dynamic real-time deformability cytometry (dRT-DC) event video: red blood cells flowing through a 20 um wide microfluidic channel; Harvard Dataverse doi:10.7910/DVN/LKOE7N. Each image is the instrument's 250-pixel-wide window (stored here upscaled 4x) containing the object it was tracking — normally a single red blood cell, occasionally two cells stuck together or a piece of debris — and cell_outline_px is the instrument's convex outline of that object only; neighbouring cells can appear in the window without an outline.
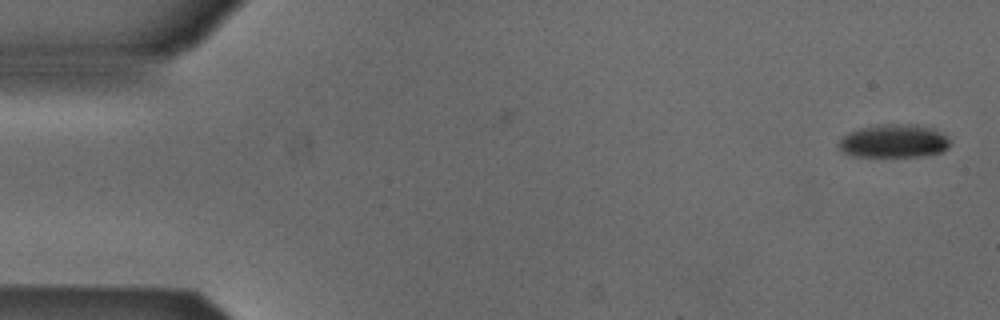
{"species": "Egyptian fruit bat (a non-hibernating species)", "species_latin": "Rousettus aegyptiacus", "temperature_condition": "cold", "stored_images_in_passage": 52, "camera_frame_rate_fps": 3000, "um_per_image_px": 0.085, "animal": {"sex": "male"}, "frame": {"image": 1, "passage_image": 1, "time_ms": 0.0, "image_size_px": [1000, 320], "cell_outline_px": [[948, 148], [940, 152], [924, 156], [852, 156], [844, 152], [836, 144], [848, 132], [860, 128], [884, 124], [912, 124], [932, 128], [940, 132], [948, 140]], "centroid_in_image_um": [75.94, 11.99], "position_along_channel_um": 9.1, "area_um2": 21.33}}
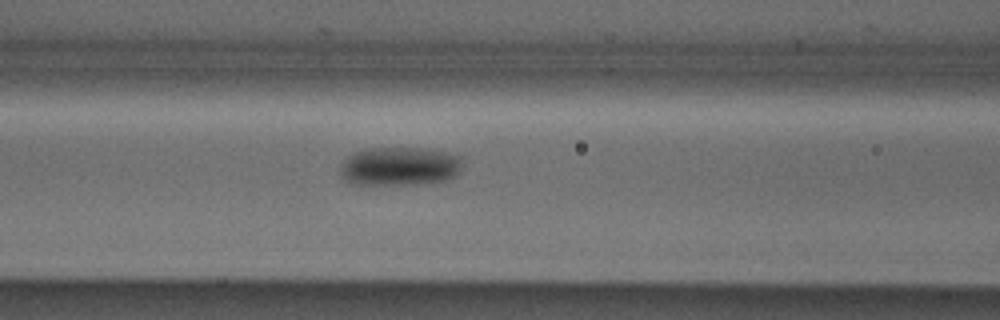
{"frame": {"image": 2, "passage_image": 21, "time_ms": 6.667, "image_size_px": [1000, 320], "cell_outline_px": [[460, 172], [456, 176], [448, 180], [432, 184], [352, 184], [344, 180], [340, 176], [340, 164], [352, 152], [364, 148], [424, 148], [444, 152], [460, 156]], "centroid_in_image_um": [33.94, 14.14], "position_along_channel_um": 132.7, "area_um2": 28.03}}
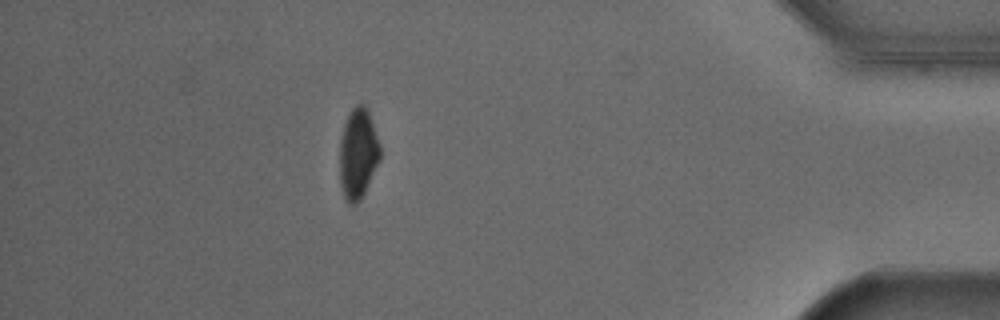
{"frame": {"image": 3, "passage_image": 46, "time_ms": 15.0, "image_size_px": [1000, 320], "cell_outline_px": [[380, 160], [360, 200], [356, 204], [348, 204], [344, 200], [340, 184], [340, 140], [344, 124], [352, 108], [356, 104], [364, 104], [368, 112], [380, 144]], "centroid_in_image_um": [30.42, 13.09], "position_along_channel_um": 404.8, "area_um2": 21.21}, "authors_computed_cell_mechanics": {"area_um2": 24.2182, "velocity_mm_per_s": 3.8762, "shape_relaxation_time_tau1_ms": 4.2465, "shape_relaxation_time_tau2_ms": null, "deformation_change_tau1": 0.0793, "deformation_change_tau2": null}}